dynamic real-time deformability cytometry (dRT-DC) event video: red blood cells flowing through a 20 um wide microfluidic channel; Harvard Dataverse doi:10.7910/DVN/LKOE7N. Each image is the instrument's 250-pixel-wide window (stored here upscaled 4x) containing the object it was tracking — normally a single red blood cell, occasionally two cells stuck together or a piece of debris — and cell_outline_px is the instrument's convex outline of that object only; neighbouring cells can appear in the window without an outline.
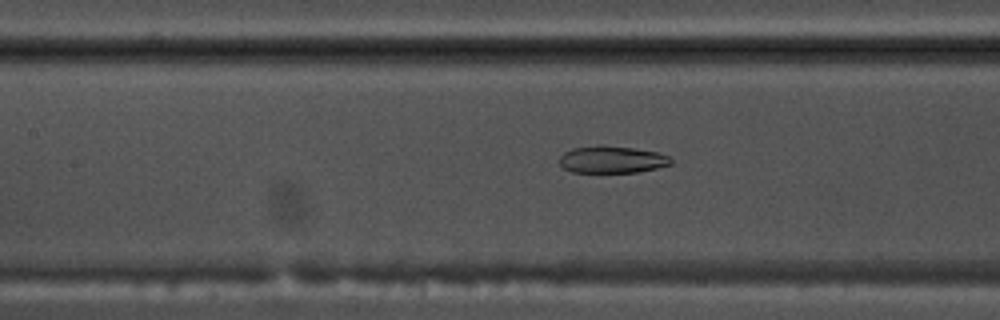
{"species": "common noctule bat (a hibernating species)", "species_latin": "Nyctalus noctula", "temperature_condition": "warm", "stored_images_in_passage": 43, "camera_frame_rate_fps": 3000, "um_per_image_px": 0.085, "animal": {"sex": "male", "body_mass_g": 17.5, "forearm_length_mm": 52.3}, "frame": {"image": 1, "passage_image": 17, "time_ms": 5.333, "image_size_px": [1000, 320], "cell_outline_px": [[672, 164], [656, 168], [636, 172], [572, 172], [564, 168], [560, 164], [560, 156], [564, 152], [572, 148], [600, 144], [604, 144], [632, 148], [656, 152], [668, 156], [672, 160]], "centroid_in_image_um": [51.99, 13.55], "position_along_channel_um": 155.4, "area_um2": 17.63}}
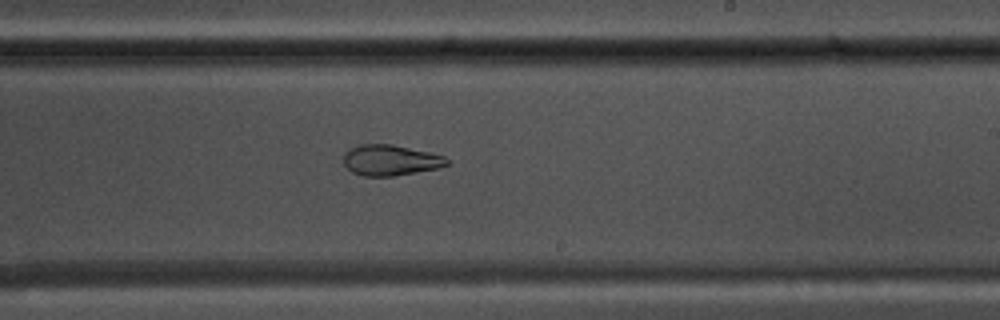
{"frame": {"image": 2, "passage_image": 25, "time_ms": 8.0, "image_size_px": [1000, 320], "cell_outline_px": [[448, 164], [436, 168], [392, 176], [364, 176], [352, 172], [344, 164], [344, 152], [360, 144], [392, 144], [428, 152], [444, 156], [448, 160]], "centroid_in_image_um": [33.15, 13.61], "position_along_channel_um": 255.9, "area_um2": 18.21}}
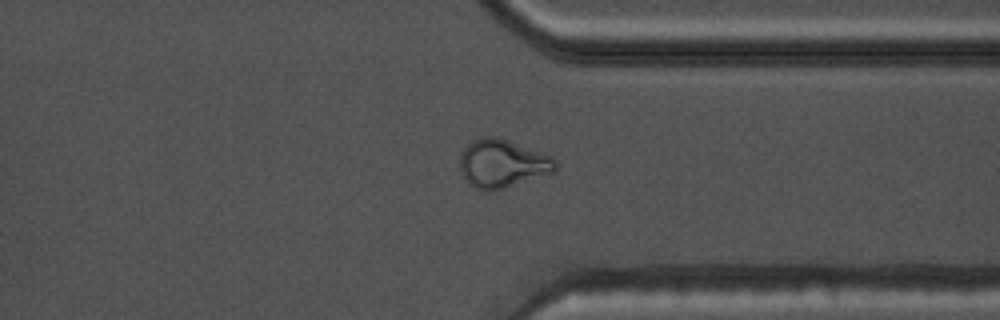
{"frame": {"image": 3, "passage_image": 34, "time_ms": 11.0, "image_size_px": [1000, 320], "cell_outline_px": [[560, 164], [556, 172], [496, 192], [488, 192], [476, 188], [468, 184], [460, 168], [460, 156], [464, 148], [472, 140], [484, 136], [496, 136], [508, 140], [552, 156]], "centroid_in_image_um": [42.75, 13.93], "position_along_channel_um": 368.7, "area_um2": 27.51}}